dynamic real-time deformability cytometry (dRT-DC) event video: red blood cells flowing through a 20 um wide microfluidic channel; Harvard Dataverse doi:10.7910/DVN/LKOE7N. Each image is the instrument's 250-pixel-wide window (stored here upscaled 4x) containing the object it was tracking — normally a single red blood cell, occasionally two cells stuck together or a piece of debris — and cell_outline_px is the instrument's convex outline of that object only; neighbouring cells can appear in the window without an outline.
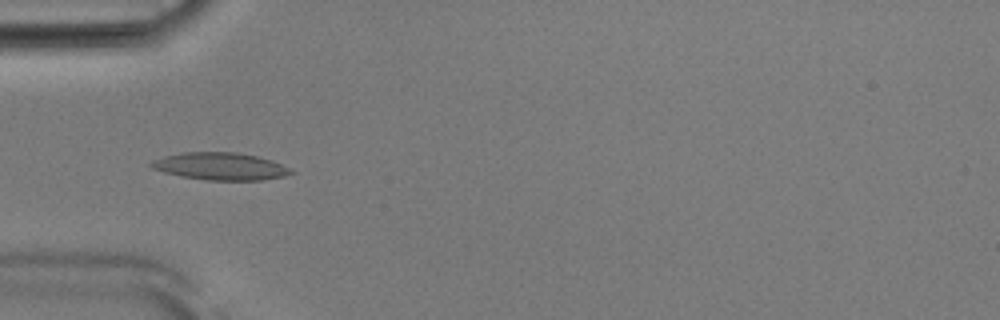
{"species": "Egyptian fruit bat (a non-hibernating species)", "species_latin": "Rousettus aegyptiacus", "temperature_condition": "room temperature", "stored_images_in_passage": 41, "camera_frame_rate_fps": 3000, "um_per_image_px": 0.085, "animal": {"sex": "male"}, "frame": {"image": 1, "passage_image": 5, "time_ms": 1.333, "image_size_px": [1000, 320], "cell_outline_px": [[296, 172], [284, 176], [260, 180], [204, 180], [180, 176], [164, 172], [152, 168], [148, 164], [152, 160], [164, 156], [180, 152], [236, 152], [256, 156], [272, 160]], "centroid_in_image_um": [18.69, 14.13], "position_along_channel_um": 66.3, "area_um2": 22.31}}
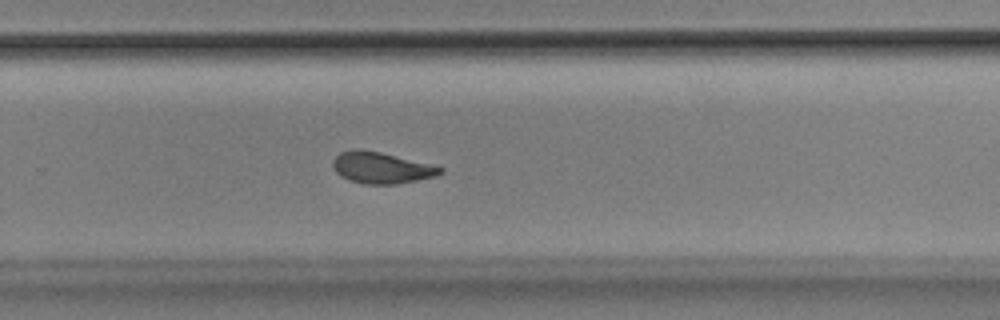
{"frame": {"image": 2, "passage_image": 23, "time_ms": 7.333, "image_size_px": [1000, 320], "cell_outline_px": [[444, 172], [436, 176], [396, 184], [364, 184], [348, 180], [340, 176], [336, 172], [332, 164], [332, 160], [340, 152], [356, 148], [360, 148], [380, 152], [444, 168]], "centroid_in_image_um": [32.36, 14.26], "position_along_channel_um": 297.4, "area_um2": 19.54}}
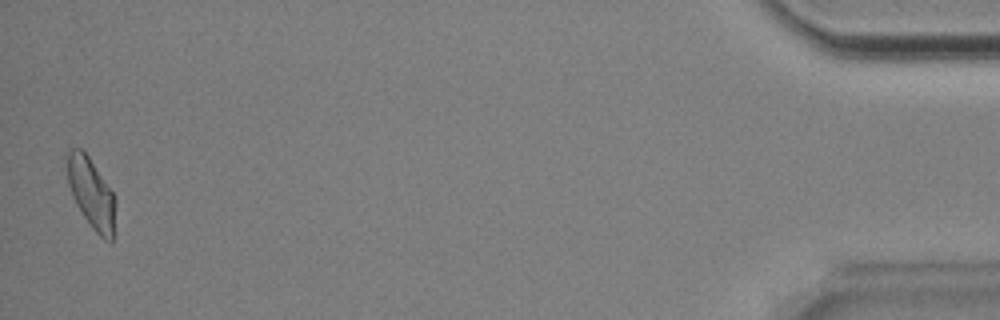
{"frame": {"image": 3, "passage_image": 40, "time_ms": 13.0, "image_size_px": [1000, 320], "cell_outline_px": [[116, 204], [112, 240], [104, 240], [92, 228], [76, 204], [72, 196], [68, 184], [68, 152], [72, 148], [80, 148], [88, 156], [112, 192]], "centroid_in_image_um": [7.76, 16.45], "position_along_channel_um": 427.4, "area_um2": 19.25}, "authors_computed_cell_mechanics": {"area_um2": 19.7676, "velocity_mm_per_s": 3.8718, "shape_relaxation_time_tau1_ms": 4.7116, "shape_relaxation_time_tau2_ms": 2.1264, "deformation_change_tau1": 0.1377, "deformation_change_tau2": 0.0859}}